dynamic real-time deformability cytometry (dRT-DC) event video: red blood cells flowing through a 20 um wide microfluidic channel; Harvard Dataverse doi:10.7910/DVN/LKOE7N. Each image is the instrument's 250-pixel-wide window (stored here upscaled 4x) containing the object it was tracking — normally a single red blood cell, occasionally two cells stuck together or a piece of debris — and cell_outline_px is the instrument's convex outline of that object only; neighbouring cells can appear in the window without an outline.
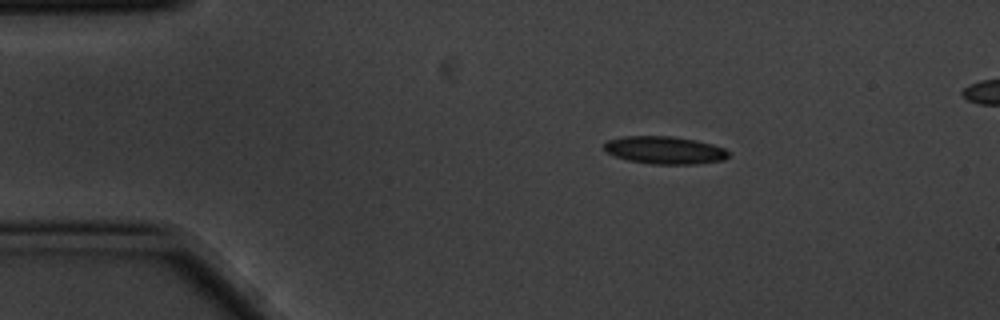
{"species": "common noctule bat (a hibernating species)", "species_latin": "Nyctalus noctula", "temperature_condition": "cold", "stored_images_in_passage": 4, "camera_frame_rate_fps": 3000, "um_per_image_px": 0.085, "animal": {"sex": "male", "body_mass_g": 20.1, "forearm_length_mm": 53.5}, "frame": {"image": 1, "passage_image": 1, "time_ms": 0.0, "image_size_px": [1000, 320], "cell_outline_px": [[728, 156], [724, 160], [696, 164], [652, 164], [628, 160], [616, 156], [608, 152], [604, 148], [604, 144], [608, 140], [624, 136], [672, 136], [696, 140], [712, 144], [724, 148], [728, 152]], "centroid_in_image_um": [56.51, 12.76], "position_along_channel_um": 28.5, "area_um2": 19.94}}